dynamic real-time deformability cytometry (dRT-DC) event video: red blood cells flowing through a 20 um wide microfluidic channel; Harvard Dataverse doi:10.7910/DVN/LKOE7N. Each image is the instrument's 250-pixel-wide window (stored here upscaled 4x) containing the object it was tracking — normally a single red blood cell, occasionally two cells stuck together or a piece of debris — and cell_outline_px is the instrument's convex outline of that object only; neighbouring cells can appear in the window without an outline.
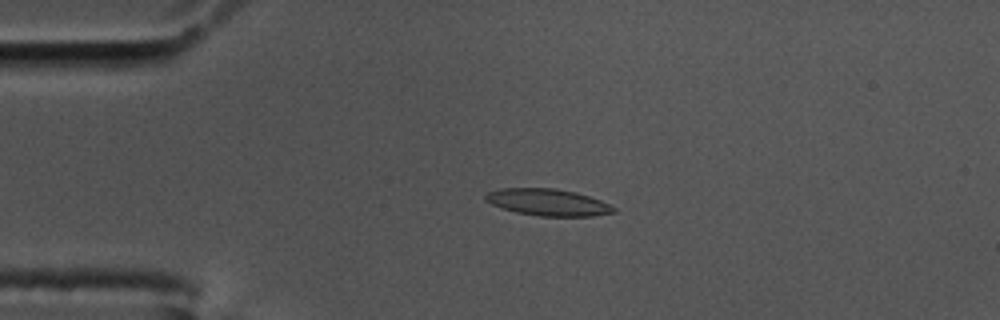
{"species": "common noctule bat (a hibernating species)", "species_latin": "Nyctalus noctula", "temperature_condition": "cold", "stored_images_in_passage": 51, "camera_frame_rate_fps": 3000, "um_per_image_px": 0.085, "animal": {"sex": "male", "body_mass_g": 17.5, "forearm_length_mm": 52.3}, "frame": {"image": 1, "passage_image": 12, "time_ms": 3.667, "image_size_px": [1000, 320], "cell_outline_px": [[616, 212], [592, 216], [536, 216], [516, 212], [492, 204], [484, 200], [484, 196], [488, 192], [500, 188], [556, 188], [576, 192], [600, 200], [616, 208]], "centroid_in_image_um": [46.56, 17.19], "position_along_channel_um": 38.4, "area_um2": 20.0}}
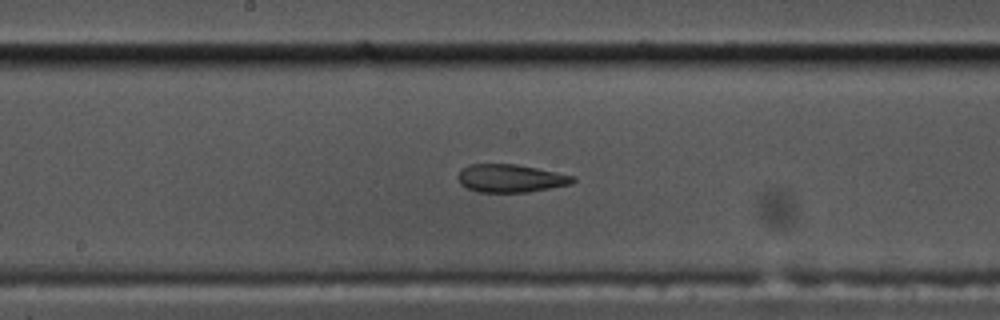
{"frame": {"image": 2, "passage_image": 29, "time_ms": 9.333, "image_size_px": [1000, 320], "cell_outline_px": [[576, 180], [572, 184], [528, 192], [476, 192], [460, 184], [456, 180], [456, 176], [460, 168], [468, 164], [516, 164], [576, 176]], "centroid_in_image_um": [43.35, 15.15], "position_along_channel_um": 204.8, "area_um2": 19.02}}
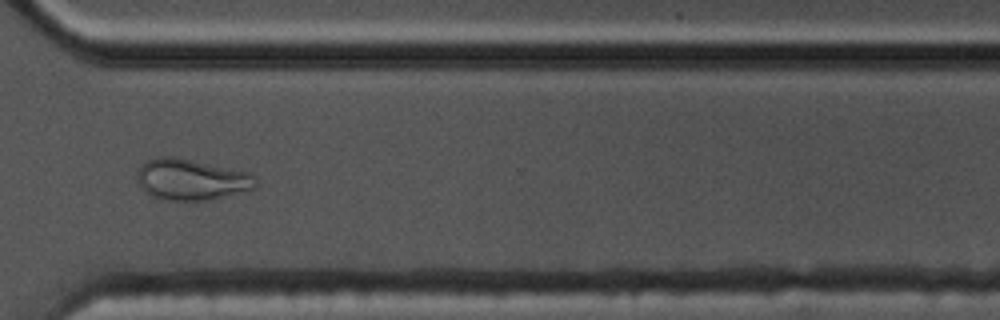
{"frame": {"image": 3, "passage_image": 42, "time_ms": 13.667, "image_size_px": [1000, 320], "cell_outline_px": [[256, 188], [212, 200], [168, 200], [152, 196], [144, 192], [136, 180], [136, 172], [140, 164], [156, 156], [172, 156], [248, 172], [256, 176]], "centroid_in_image_um": [16.22, 15.26], "position_along_channel_um": 354.4, "area_um2": 28.61}, "authors_computed_cell_mechanics": {"area_um2": 19.652, "velocity_mm_per_s": 3.4473, "shape_relaxation_time_tau1_ms": null, "shape_relaxation_time_tau2_ms": 1.4605, "deformation_change_tau1": null, "deformation_change_tau2": 0.0882}}